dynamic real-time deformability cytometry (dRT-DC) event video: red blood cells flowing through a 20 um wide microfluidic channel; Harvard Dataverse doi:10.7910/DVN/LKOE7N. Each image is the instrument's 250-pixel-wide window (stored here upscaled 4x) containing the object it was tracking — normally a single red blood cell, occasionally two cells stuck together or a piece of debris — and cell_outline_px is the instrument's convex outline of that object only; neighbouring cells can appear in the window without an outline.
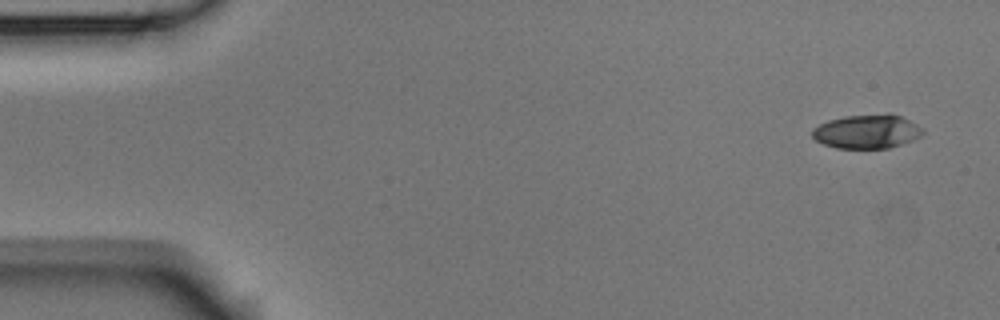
{"species": "Egyptian fruit bat (a non-hibernating species)", "species_latin": "Rousettus aegyptiacus", "temperature_condition": "room temperature", "stored_images_in_passage": 7, "camera_frame_rate_fps": 3000, "um_per_image_px": 0.085, "animal": {"sex": "male"}, "frame": {"image": 1, "passage_image": 1, "time_ms": 0.0, "image_size_px": [1000, 320], "cell_outline_px": [[924, 132], [920, 136], [912, 140], [888, 148], [836, 148], [824, 144], [816, 140], [812, 136], [812, 128], [828, 120], [844, 116], [888, 112], [892, 112], [916, 124]], "centroid_in_image_um": [73.67, 11.15], "position_along_channel_um": 11.3, "area_um2": 21.96}}
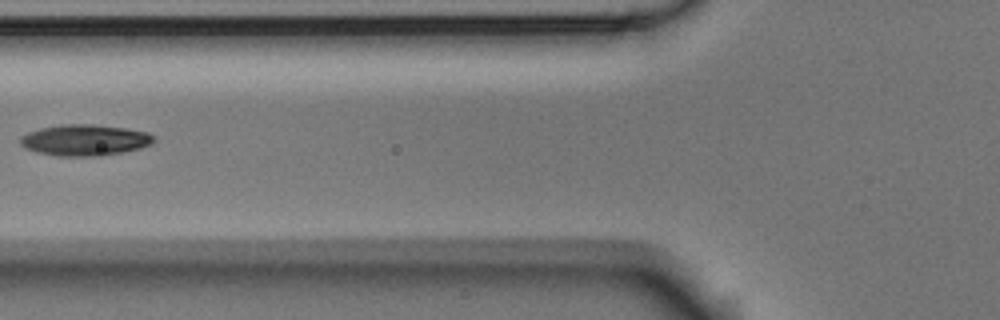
{"frame": {"image": 2, "passage_image": 6, "time_ms": 1.667, "image_size_px": [1000, 320], "cell_outline_px": [[156, 140], [152, 144], [140, 148], [100, 156], [56, 156], [36, 152], [24, 148], [20, 144], [20, 136], [28, 132], [40, 128], [60, 124], [92, 124], [124, 128], [148, 132], [156, 136]], "centroid_in_image_um": [7.19, 11.9], "position_along_channel_um": 118.6, "area_um2": 24.45}}
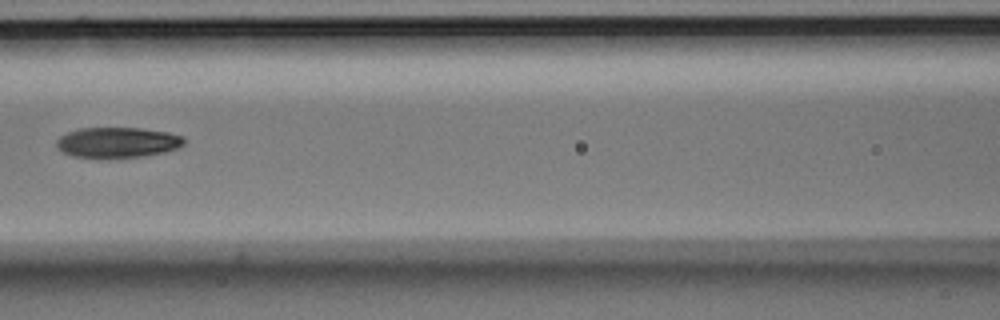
{"frame": {"image": 3, "passage_image": 7, "time_ms": 2.0, "image_size_px": [1000, 320], "cell_outline_px": [[184, 144], [176, 148], [164, 152], [144, 156], [72, 156], [64, 152], [56, 144], [56, 140], [60, 136], [68, 132], [80, 128], [140, 128], [168, 132], [180, 136], [184, 140]], "centroid_in_image_um": [9.99, 12.08], "position_along_channel_um": 156.6, "area_um2": 21.91}}